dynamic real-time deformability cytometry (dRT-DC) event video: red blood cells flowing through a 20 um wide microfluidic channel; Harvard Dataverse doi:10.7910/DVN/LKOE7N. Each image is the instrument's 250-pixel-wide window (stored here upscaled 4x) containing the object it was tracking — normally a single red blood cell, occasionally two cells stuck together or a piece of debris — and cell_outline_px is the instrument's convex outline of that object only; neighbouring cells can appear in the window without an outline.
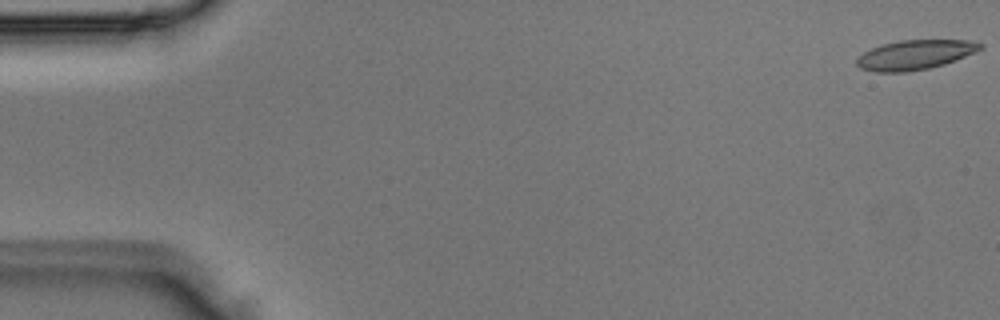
{"species": "Egyptian fruit bat (a non-hibernating species)", "species_latin": "Rousettus aegyptiacus", "temperature_condition": "room temperature", "stored_images_in_passage": 5, "camera_frame_rate_fps": 3000, "um_per_image_px": 0.085, "animal": {"sex": "male"}, "frame": {"image": 1, "passage_image": 1, "time_ms": 0.0, "image_size_px": [1000, 320], "cell_outline_px": [[984, 48], [976, 52], [956, 60], [944, 64], [928, 68], [908, 72], [876, 72], [860, 68], [856, 64], [856, 60], [864, 52], [872, 48], [884, 44], [900, 40], [972, 40], [984, 44]], "centroid_in_image_um": [77.82, 4.65], "position_along_channel_um": 7.2, "area_um2": 21.33}}
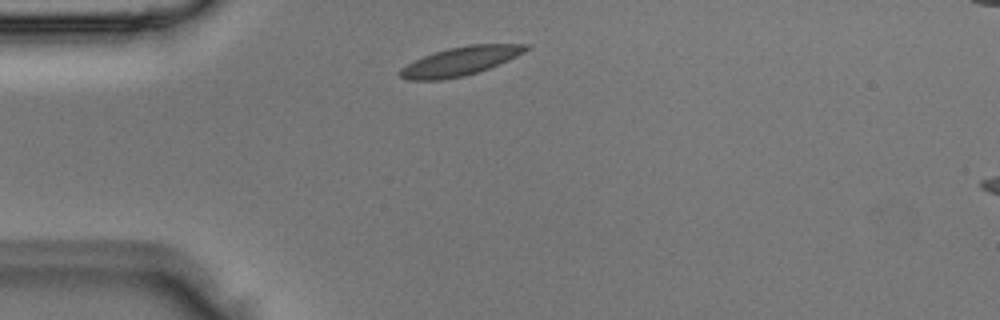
{"frame": {"image": 2, "passage_image": 4, "time_ms": 1.0, "image_size_px": [1000, 320], "cell_outline_px": [[532, 48], [508, 60], [488, 68], [464, 76], [440, 80], [408, 80], [400, 76], [400, 68], [424, 56], [448, 48], [468, 44], [532, 44]], "centroid_in_image_um": [39.17, 5.19], "position_along_channel_um": 45.8, "area_um2": 20.87}}
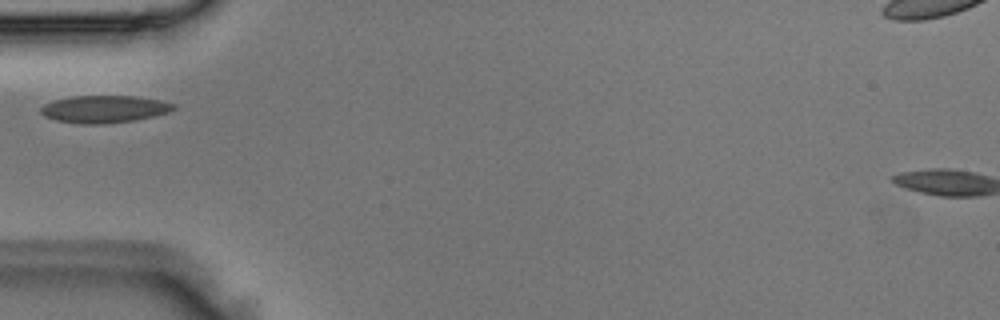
{"frame": {"image": 3, "passage_image": 5, "time_ms": 1.333, "image_size_px": [1000, 320], "cell_outline_px": [[176, 108], [168, 112], [152, 116], [132, 120], [104, 124], [84, 124], [56, 120], [44, 116], [40, 112], [40, 108], [44, 104], [56, 100], [72, 96], [136, 96], [160, 100], [176, 104]], "centroid_in_image_um": [8.86, 9.27], "position_along_channel_um": 76.1, "area_um2": 20.98}}